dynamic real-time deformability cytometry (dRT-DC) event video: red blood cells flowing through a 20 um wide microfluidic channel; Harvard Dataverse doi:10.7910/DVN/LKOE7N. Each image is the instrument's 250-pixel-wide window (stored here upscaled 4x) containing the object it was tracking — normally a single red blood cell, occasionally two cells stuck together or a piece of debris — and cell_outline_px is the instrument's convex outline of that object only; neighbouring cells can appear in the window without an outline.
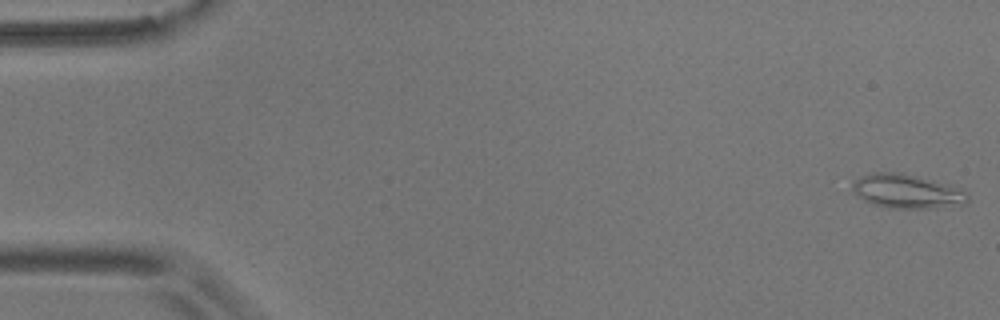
{"species": "common noctule bat (a hibernating species)", "species_latin": "Nyctalus noctula", "temperature_condition": "room temperature", "stored_images_in_passage": 26, "camera_frame_rate_fps": 3000, "um_per_image_px": 0.085, "animal": {"sex": "male", "body_mass_g": 17.9}, "frame": {"image": 1, "passage_image": 1, "time_ms": 0.0, "image_size_px": [1000, 320], "cell_outline_px": [[968, 204], [936, 208], [888, 208], [872, 204], [864, 200], [852, 192], [852, 180], [872, 172], [904, 172], [948, 184], [960, 188], [968, 192]], "centroid_in_image_um": [77.1, 16.26], "position_along_channel_um": 7.9, "area_um2": 23.35}}
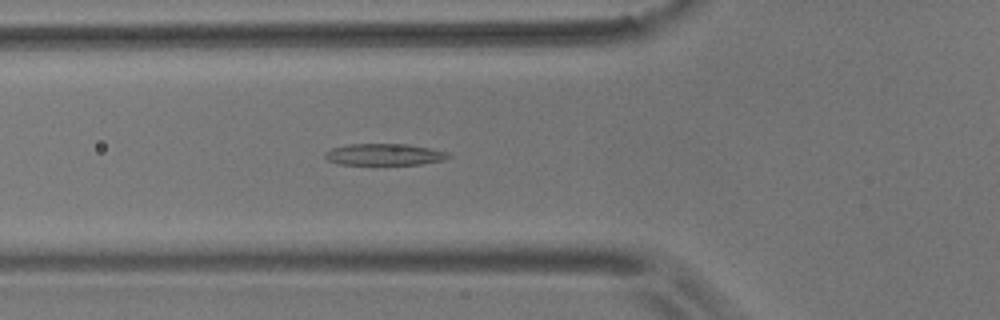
{"frame": {"image": 2, "passage_image": 19, "time_ms": 6.0, "image_size_px": [1000, 320], "cell_outline_px": [[452, 156], [444, 160], [420, 164], [336, 164], [328, 160], [324, 156], [324, 152], [332, 148], [348, 144], [408, 144], [448, 152]], "centroid_in_image_um": [32.65, 13.13], "position_along_channel_um": 93.1, "area_um2": 15.49}}
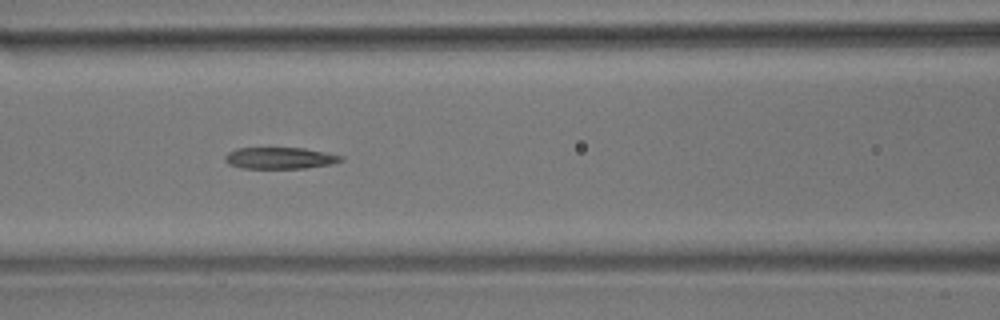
{"frame": {"image": 3, "passage_image": 23, "time_ms": 7.333, "image_size_px": [1000, 320], "cell_outline_px": [[344, 160], [332, 164], [304, 168], [240, 168], [228, 164], [224, 160], [224, 156], [228, 152], [236, 148], [304, 148], [344, 156]], "centroid_in_image_um": [23.78, 13.44], "position_along_channel_um": 142.8, "area_um2": 14.62}}